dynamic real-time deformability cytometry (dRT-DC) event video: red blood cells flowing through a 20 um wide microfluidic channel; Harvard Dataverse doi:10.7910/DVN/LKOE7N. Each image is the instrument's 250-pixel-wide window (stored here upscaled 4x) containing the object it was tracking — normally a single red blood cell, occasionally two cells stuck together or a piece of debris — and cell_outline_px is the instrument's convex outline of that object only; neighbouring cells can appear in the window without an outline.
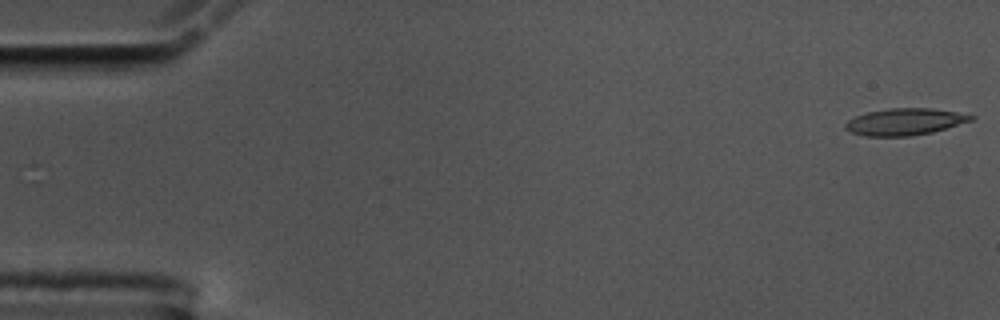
{"species": "common noctule bat (a hibernating species)", "species_latin": "Nyctalus noctula", "temperature_condition": "cold", "stored_images_in_passage": 9, "camera_frame_rate_fps": 3000, "um_per_image_px": 0.085, "animal": {"sex": "male", "body_mass_g": 17.5, "forearm_length_mm": 52.3}, "frame": {"image": 1, "passage_image": 1, "time_ms": 0.0, "image_size_px": [1000, 320], "cell_outline_px": [[976, 116], [972, 120], [932, 132], [908, 136], [864, 136], [852, 132], [844, 128], [844, 124], [848, 120], [856, 116], [868, 112], [888, 108], [932, 108], [956, 112]], "centroid_in_image_um": [76.88, 10.34], "position_along_channel_um": 8.1, "area_um2": 19.42}}